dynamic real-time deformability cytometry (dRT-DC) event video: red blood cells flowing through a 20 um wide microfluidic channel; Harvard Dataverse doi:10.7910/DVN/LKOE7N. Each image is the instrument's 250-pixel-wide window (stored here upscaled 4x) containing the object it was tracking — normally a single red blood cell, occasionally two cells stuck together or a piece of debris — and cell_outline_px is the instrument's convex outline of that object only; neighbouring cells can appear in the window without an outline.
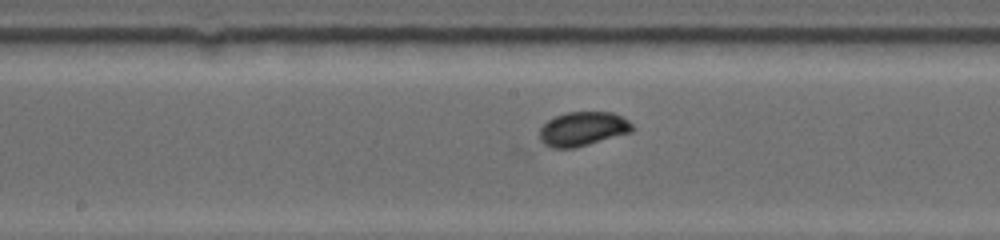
{"species": "common noctule bat (a hibernating species)", "species_latin": "Nyctalus noctula", "temperature_condition": "warm", "stored_images_in_passage": 18, "camera_frame_rate_fps": 5000, "um_per_image_px": 0.085, "animal": {"sex": "female", "body_mass_g": 19.0, "forearm_length_mm": 53.3}, "frame": {"image": 1, "passage_image": 16, "time_ms": 7.2, "image_size_px": [1000, 240], "cell_outline_px": [[632, 132], [576, 148], [552, 148], [544, 144], [540, 140], [540, 128], [548, 120], [556, 116], [568, 112], [612, 112], [628, 120], [632, 124]], "centroid_in_image_um": [49.53, 10.96], "position_along_channel_um": 198.7, "area_um2": 18.44}}